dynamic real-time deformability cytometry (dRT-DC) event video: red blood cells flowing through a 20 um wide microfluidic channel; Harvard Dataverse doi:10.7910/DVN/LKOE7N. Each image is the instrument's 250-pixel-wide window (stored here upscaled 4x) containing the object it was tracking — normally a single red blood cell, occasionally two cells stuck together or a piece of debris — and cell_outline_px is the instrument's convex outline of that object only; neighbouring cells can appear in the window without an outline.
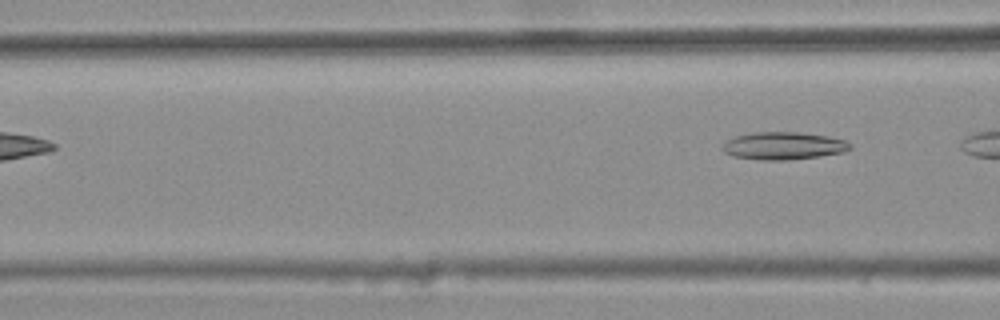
{"species": "common noctule bat (a hibernating species)", "species_latin": "Nyctalus noctula", "temperature_condition": "warm", "stored_images_in_passage": 4, "camera_frame_rate_fps": 3000, "um_per_image_px": 0.085, "animal": {"sex": "female", "body_mass_g": 25.1}, "frame": {"image": 1, "passage_image": 4, "time_ms": 1.0, "image_size_px": [1000, 320], "cell_outline_px": [[852, 148], [844, 152], [820, 156], [788, 160], [760, 160], [732, 156], [724, 152], [720, 148], [724, 140], [736, 136], [756, 132], [796, 132], [828, 136], [844, 140], [852, 144]], "centroid_in_image_um": [66.56, 12.4], "position_along_channel_um": 100.0, "area_um2": 20.69}}